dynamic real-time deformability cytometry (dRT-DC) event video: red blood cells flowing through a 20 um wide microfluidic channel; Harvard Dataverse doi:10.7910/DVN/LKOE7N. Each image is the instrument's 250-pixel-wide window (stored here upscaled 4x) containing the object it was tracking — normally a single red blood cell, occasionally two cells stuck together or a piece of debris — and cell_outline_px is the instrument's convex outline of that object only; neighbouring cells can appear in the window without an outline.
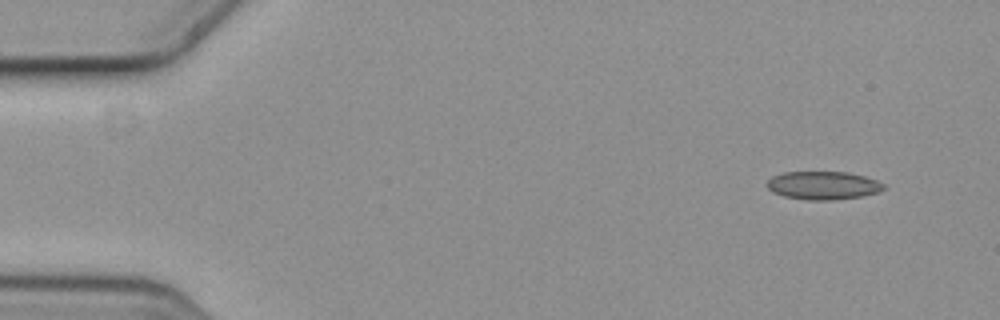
{"species": "common noctule bat (a hibernating species)", "species_latin": "Nyctalus noctula", "temperature_condition": "cold", "stored_images_in_passage": 4, "camera_frame_rate_fps": 3000, "um_per_image_px": 0.085, "animal": {"sex": "female", "body_mass_g": 19.3, "forearm_length_mm": 54.1}, "frame": {"image": 1, "passage_image": 1, "time_ms": 0.0, "image_size_px": [1000, 320], "cell_outline_px": [[884, 188], [876, 192], [860, 196], [828, 200], [808, 200], [784, 196], [772, 192], [768, 188], [768, 180], [772, 176], [784, 172], [848, 172], [864, 176], [876, 180], [884, 184]], "centroid_in_image_um": [69.93, 15.75], "position_along_channel_um": 15.1, "area_um2": 18.9}}
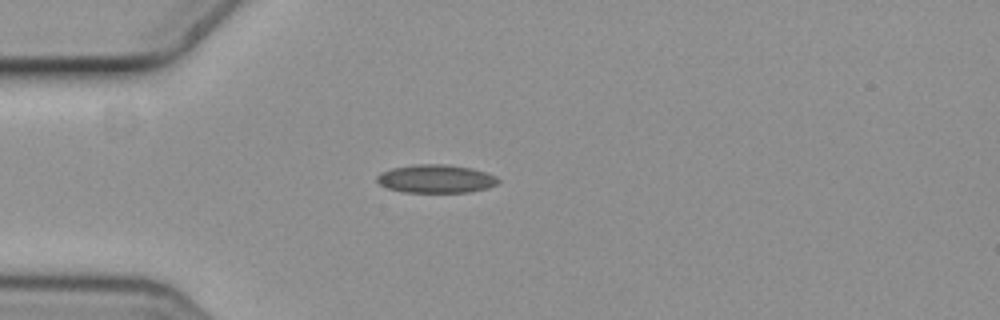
{"frame": {"image": 2, "passage_image": 4, "time_ms": 1.0, "image_size_px": [1000, 320], "cell_outline_px": [[500, 180], [496, 184], [488, 188], [468, 192], [404, 192], [388, 188], [380, 184], [376, 180], [376, 176], [380, 172], [392, 168], [412, 164], [444, 164], [472, 168], [496, 176]], "centroid_in_image_um": [37.03, 15.19], "position_along_channel_um": 48.0, "area_um2": 20.0}}